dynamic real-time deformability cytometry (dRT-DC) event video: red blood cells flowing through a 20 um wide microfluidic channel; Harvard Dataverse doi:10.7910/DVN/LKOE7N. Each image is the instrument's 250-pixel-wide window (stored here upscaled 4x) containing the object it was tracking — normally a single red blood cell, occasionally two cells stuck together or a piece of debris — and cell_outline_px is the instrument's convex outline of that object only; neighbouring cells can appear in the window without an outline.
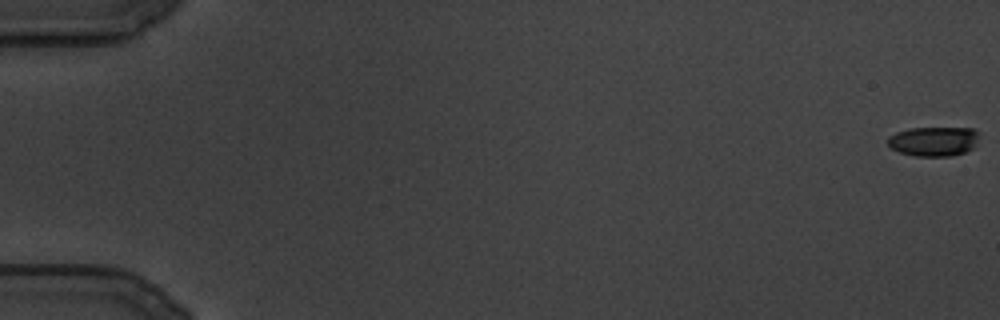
{"species": "common noctule bat (a hibernating species)", "species_latin": "Nyctalus noctula", "temperature_condition": "cold", "stored_images_in_passage": 114, "camera_frame_rate_fps": 3000, "um_per_image_px": 0.085, "animal": {"sex": "male", "body_mass_g": 19.5, "forearm_length_mm": 54.6}, "frame": {"image": 1, "passage_image": 1, "time_ms": 0.0, "image_size_px": [1000, 320], "cell_outline_px": [[980, 132], [976, 144], [972, 148], [964, 152], [952, 156], [912, 156], [900, 152], [892, 148], [888, 144], [888, 136], [896, 132], [908, 128], [972, 128]], "centroid_in_image_um": [79.37, 12.01], "position_along_channel_um": 5.6, "area_um2": 15.84}}
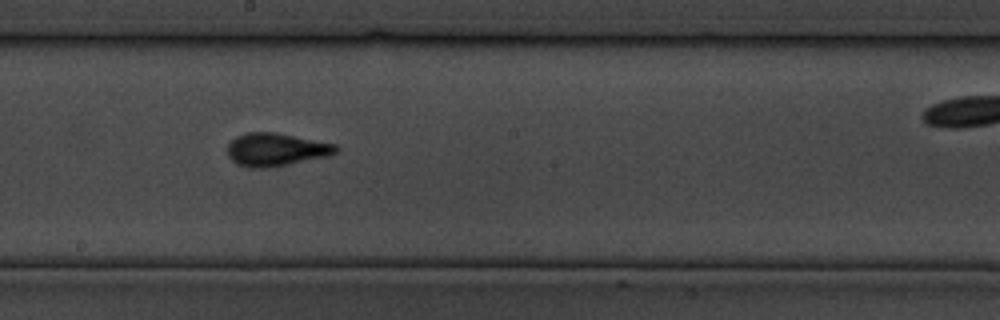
{"frame": {"image": 2, "passage_image": 71, "time_ms": 23.333, "image_size_px": [1000, 320], "cell_outline_px": [[340, 148], [336, 152], [328, 156], [288, 164], [264, 168], [248, 168], [236, 164], [228, 156], [228, 144], [236, 136], [248, 132], [276, 132], [336, 144]], "centroid_in_image_um": [23.45, 12.71], "position_along_channel_um": 224.8, "area_um2": 20.87}}
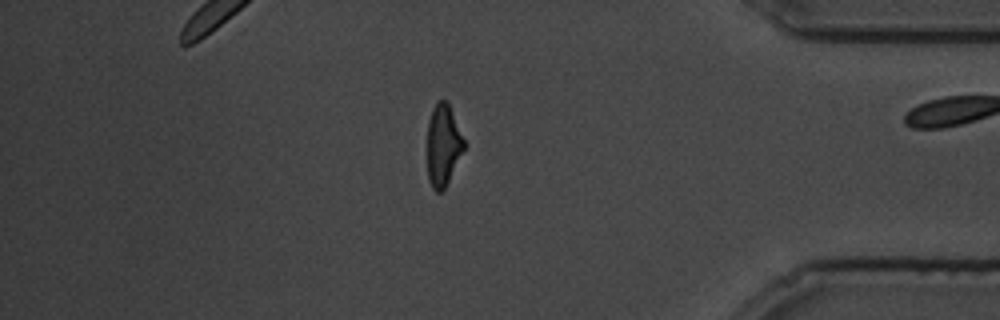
{"frame": {"image": 3, "passage_image": 107, "time_ms": 35.333, "image_size_px": [1000, 320], "cell_outline_px": [[464, 148], [444, 188], [440, 192], [436, 192], [432, 188], [428, 180], [428, 120], [432, 108], [436, 100], [448, 100], [464, 140]], "centroid_in_image_um": [37.64, 12.28], "position_along_channel_um": 397.6, "area_um2": 17.28}}